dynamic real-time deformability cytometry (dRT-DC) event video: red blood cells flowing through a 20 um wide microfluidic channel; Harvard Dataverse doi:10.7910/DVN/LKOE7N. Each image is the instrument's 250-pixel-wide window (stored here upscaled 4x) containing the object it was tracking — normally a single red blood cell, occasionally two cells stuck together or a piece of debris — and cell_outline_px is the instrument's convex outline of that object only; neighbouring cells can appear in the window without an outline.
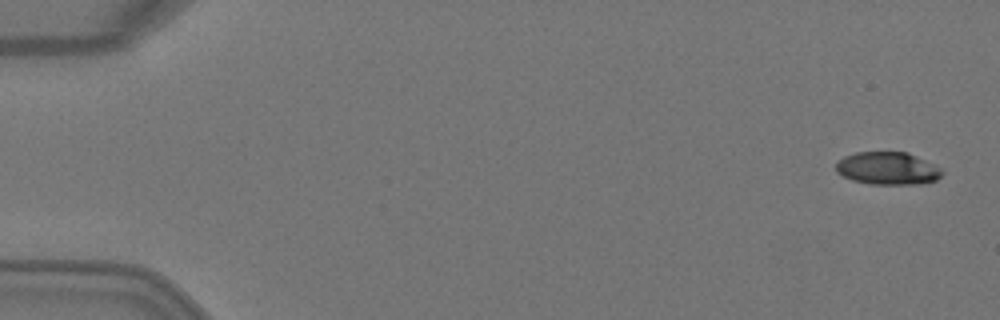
{"species": "Egyptian fruit bat (a non-hibernating species)", "species_latin": "Rousettus aegyptiacus", "temperature_condition": "warm", "stored_images_in_passage": 7, "camera_frame_rate_fps": 3000, "um_per_image_px": 0.085, "animal": {"sex": "female"}, "frame": {"image": 1, "passage_image": 1, "time_ms": 0.0, "image_size_px": [1000, 320], "cell_outline_px": [[944, 172], [936, 180], [920, 184], [872, 184], [852, 180], [836, 172], [836, 164], [844, 156], [856, 152], [908, 152], [936, 164]], "centroid_in_image_um": [75.48, 14.3], "position_along_channel_um": 9.5, "area_um2": 20.29}}
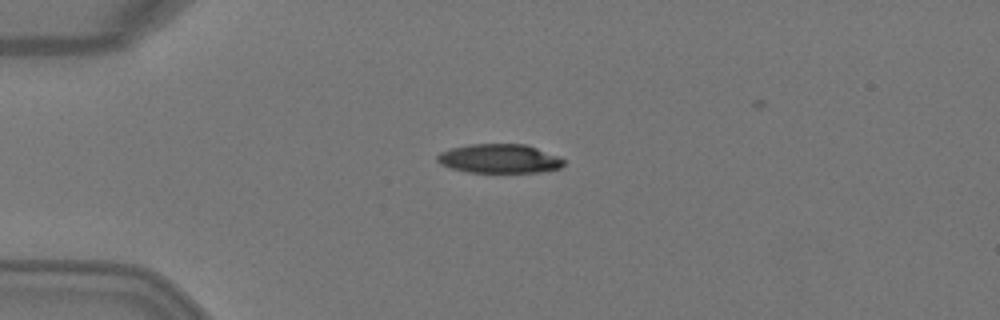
{"frame": {"image": 2, "passage_image": 4, "time_ms": 1.0, "image_size_px": [1000, 320], "cell_outline_px": [[564, 164], [560, 168], [540, 172], [468, 172], [452, 168], [440, 164], [436, 160], [436, 156], [440, 152], [452, 148], [468, 144], [528, 144], [556, 156], [564, 160]], "centroid_in_image_um": [42.42, 13.48], "position_along_channel_um": 42.6, "area_um2": 21.33}}
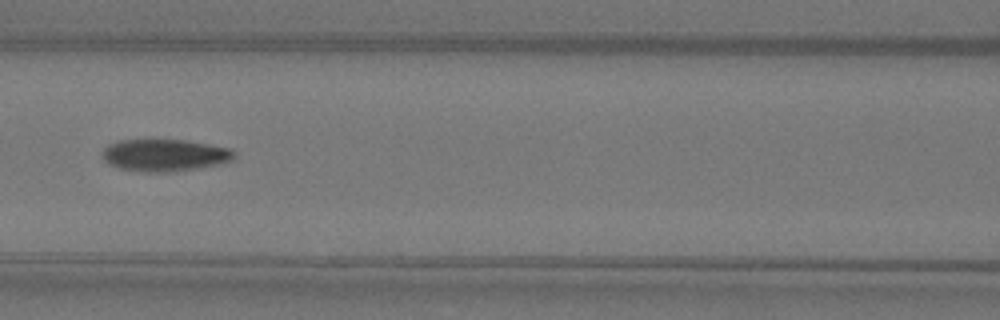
{"frame": {"image": 3, "passage_image": 7, "time_ms": 2.0, "image_size_px": [1000, 320], "cell_outline_px": [[236, 156], [232, 160], [216, 164], [196, 168], [168, 172], [148, 172], [120, 168], [108, 164], [104, 160], [100, 152], [108, 144], [120, 140], [184, 140], [208, 144], [228, 148], [236, 152]], "centroid_in_image_um": [13.95, 13.18], "position_along_channel_um": 152.6, "area_um2": 24.51}}